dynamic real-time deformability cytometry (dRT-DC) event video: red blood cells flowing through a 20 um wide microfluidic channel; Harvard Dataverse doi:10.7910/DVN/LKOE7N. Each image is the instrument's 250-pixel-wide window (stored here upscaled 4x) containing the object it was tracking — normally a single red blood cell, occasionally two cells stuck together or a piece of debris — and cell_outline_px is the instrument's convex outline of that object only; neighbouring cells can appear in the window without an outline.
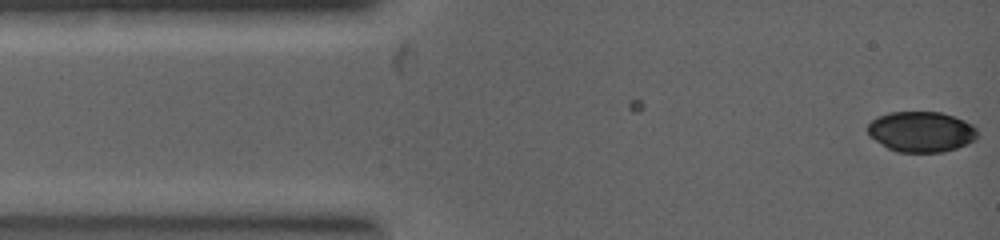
{"species": "common noctule bat (a hibernating species)", "species_latin": "Nyctalus noctula", "temperature_condition": "warm", "stored_images_in_passage": 2, "camera_frame_rate_fps": 5000, "um_per_image_px": 0.085, "animal": {"sex": "female", "body_mass_g": 19.0, "forearm_length_mm": 53.3}, "frame": {"image": 1, "passage_image": 2, "time_ms": 0.6, "image_size_px": [1000, 240], "cell_outline_px": [[976, 140], [968, 144], [944, 152], [896, 152], [888, 148], [868, 136], [868, 124], [876, 116], [888, 112], [940, 112], [964, 120], [972, 124], [976, 128]], "centroid_in_image_um": [78.29, 11.2], "position_along_channel_um": 6.7, "area_um2": 26.07}}